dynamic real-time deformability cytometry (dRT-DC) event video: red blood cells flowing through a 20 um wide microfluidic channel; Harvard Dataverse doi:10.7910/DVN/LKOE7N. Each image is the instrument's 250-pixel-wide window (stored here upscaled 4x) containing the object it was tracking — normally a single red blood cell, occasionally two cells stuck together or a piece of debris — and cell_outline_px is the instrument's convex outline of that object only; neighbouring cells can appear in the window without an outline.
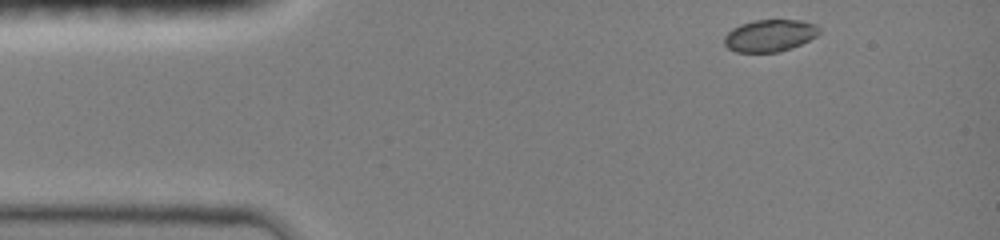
{"species": "common noctule bat (a hibernating species)", "species_latin": "Nyctalus noctula", "temperature_condition": "room temperature", "stored_images_in_passage": 56, "camera_frame_rate_fps": 3000, "um_per_image_px": 0.085, "animal": {"sex": "female", "body_mass_g": 19.0, "forearm_length_mm": 51.5}, "frame": {"image": 1, "passage_image": 1, "time_ms": 0.0, "image_size_px": [1000, 240], "cell_outline_px": [[820, 32], [816, 36], [800, 44], [780, 52], [736, 52], [728, 48], [724, 44], [724, 36], [732, 28], [740, 24], [752, 20], [800, 20], [816, 24], [820, 28]], "centroid_in_image_um": [65.41, 3.02], "position_along_channel_um": 19.6, "area_um2": 17.8}}
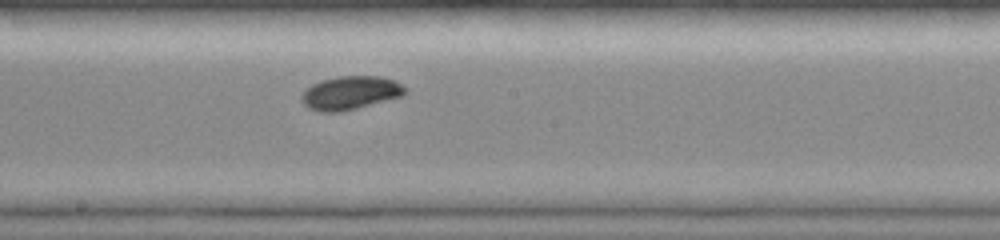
{"frame": {"image": 2, "passage_image": 32, "time_ms": 6.667, "image_size_px": [1000, 240], "cell_outline_px": [[408, 92], [404, 96], [340, 112], [320, 112], [308, 108], [300, 100], [300, 96], [312, 84], [320, 80], [340, 76], [380, 76], [392, 80], [408, 88]], "centroid_in_image_um": [29.79, 7.9], "position_along_channel_um": 218.4, "area_um2": 20.29}}
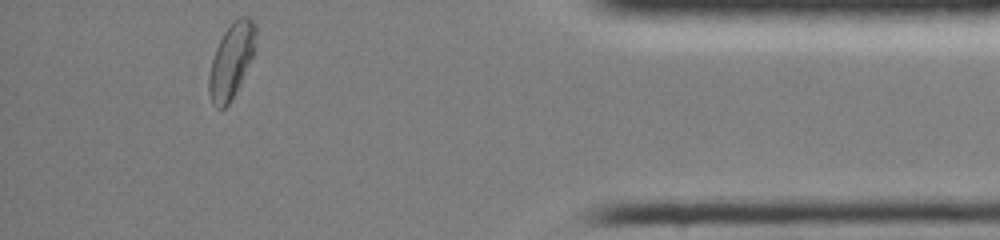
{"frame": {"image": 3, "passage_image": 56, "time_ms": 12.333, "image_size_px": [1000, 240], "cell_outline_px": [[256, 48], [240, 84], [236, 92], [228, 104], [224, 108], [216, 108], [212, 104], [208, 92], [208, 76], [212, 60], [216, 48], [224, 32], [240, 16], [248, 16], [256, 24]], "centroid_in_image_um": [19.67, 5.18], "position_along_channel_um": 415.5, "area_um2": 20.35}, "authors_computed_cell_mechanics": {"area_um2": 19.4786, "velocity_mm_per_s": 4.0386, "shape_relaxation_time_tau1_ms": 3.147, "shape_relaxation_time_tau2_ms": 3.5415, "deformation_change_tau1": 0.1246, "deformation_change_tau2": 0.0377}}